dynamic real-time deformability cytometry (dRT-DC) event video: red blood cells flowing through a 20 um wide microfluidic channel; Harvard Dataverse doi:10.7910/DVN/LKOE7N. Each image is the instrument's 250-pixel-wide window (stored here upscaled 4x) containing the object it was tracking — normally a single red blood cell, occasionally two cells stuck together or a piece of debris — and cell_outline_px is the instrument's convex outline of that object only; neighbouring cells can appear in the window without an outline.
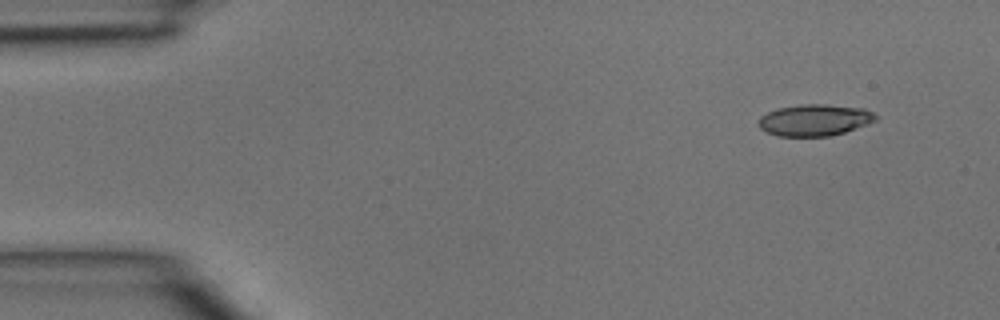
{"species": "common noctule bat (a hibernating species)", "species_latin": "Nyctalus noctula", "temperature_condition": "room temperature", "stored_images_in_passage": 5, "camera_frame_rate_fps": 3000, "um_per_image_px": 0.085, "animal": {"sex": "male", "body_mass_g": 15.6}, "frame": {"image": 1, "passage_image": 1, "time_ms": 0.0, "image_size_px": [1000, 320], "cell_outline_px": [[876, 120], [868, 124], [844, 132], [828, 136], [776, 136], [760, 128], [756, 124], [760, 116], [776, 108], [804, 104], [824, 104], [864, 108], [872, 112], [876, 116]], "centroid_in_image_um": [69.21, 10.2], "position_along_channel_um": 15.8, "area_um2": 21.56}}